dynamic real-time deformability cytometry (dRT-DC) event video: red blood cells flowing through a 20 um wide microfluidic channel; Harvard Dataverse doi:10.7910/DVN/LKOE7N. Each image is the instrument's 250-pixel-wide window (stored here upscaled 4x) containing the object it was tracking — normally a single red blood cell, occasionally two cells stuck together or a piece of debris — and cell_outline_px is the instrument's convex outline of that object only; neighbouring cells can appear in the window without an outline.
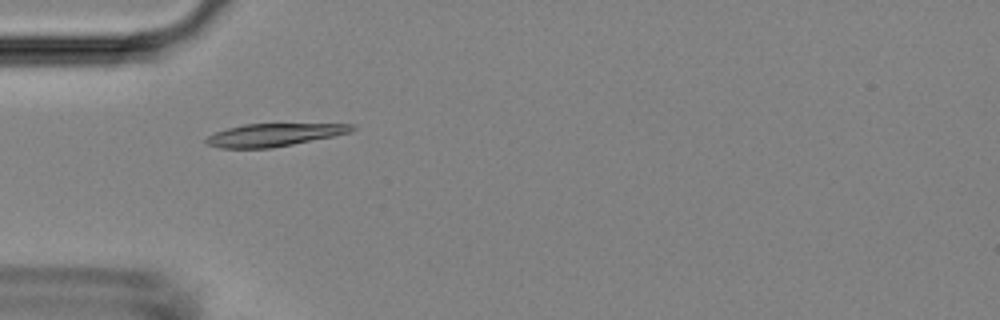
{"species": "Egyptian fruit bat (a non-hibernating species)", "species_latin": "Rousettus aegyptiacus", "temperature_condition": "room temperature", "stored_images_in_passage": 5, "camera_frame_rate_fps": 3000, "um_per_image_px": 0.085, "animal": {"sex": "female"}, "frame": {"image": 1, "passage_image": 3, "time_ms": 3.0, "image_size_px": [1000, 320], "cell_outline_px": [[356, 128], [352, 132], [272, 148], [220, 148], [208, 144], [204, 140], [208, 136], [216, 132], [228, 128], [244, 124], [352, 124]], "centroid_in_image_um": [23.28, 11.46], "position_along_channel_um": 61.7, "area_um2": 19.07}}
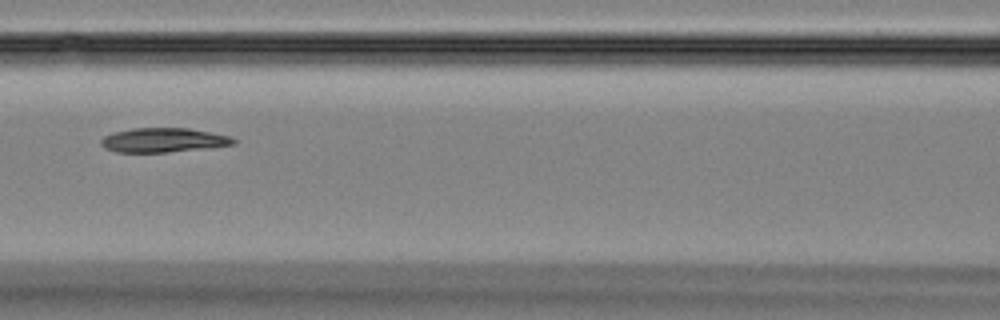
{"frame": {"image": 2, "passage_image": 5, "time_ms": 5.333, "image_size_px": [1000, 320], "cell_outline_px": [[236, 144], [212, 148], [168, 152], [116, 152], [104, 148], [100, 144], [100, 140], [104, 136], [112, 132], [132, 128], [188, 128], [232, 136], [236, 140]], "centroid_in_image_um": [13.91, 11.91], "position_along_channel_um": 152.7, "area_um2": 19.07}}